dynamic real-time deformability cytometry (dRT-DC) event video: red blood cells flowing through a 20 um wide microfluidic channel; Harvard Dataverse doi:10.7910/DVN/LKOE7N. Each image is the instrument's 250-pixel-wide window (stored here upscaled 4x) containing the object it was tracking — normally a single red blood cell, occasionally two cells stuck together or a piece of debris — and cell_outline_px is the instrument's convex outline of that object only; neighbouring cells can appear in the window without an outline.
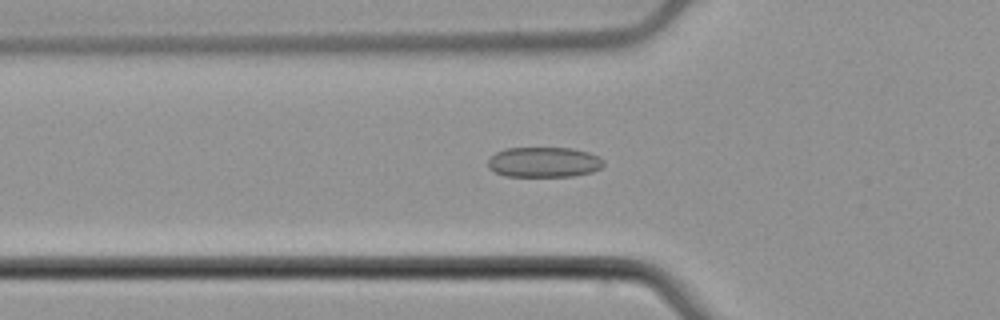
{"species": "common noctule bat (a hibernating species)", "species_latin": "Nyctalus noctula", "temperature_condition": "cold", "stored_images_in_passage": 44, "camera_frame_rate_fps": 3000, "um_per_image_px": 0.085, "animal": {"sex": "male", "body_mass_g": 21.5, "forearm_length_mm": 52.0}, "frame": {"image": 1, "passage_image": 10, "time_ms": 3.0, "image_size_px": [1000, 320], "cell_outline_px": [[604, 164], [600, 168], [592, 172], [572, 176], [504, 176], [488, 168], [488, 160], [496, 152], [504, 148], [572, 148], [588, 152], [600, 156], [604, 160]], "centroid_in_image_um": [46.24, 13.78], "position_along_channel_um": 79.6, "area_um2": 20.46}}
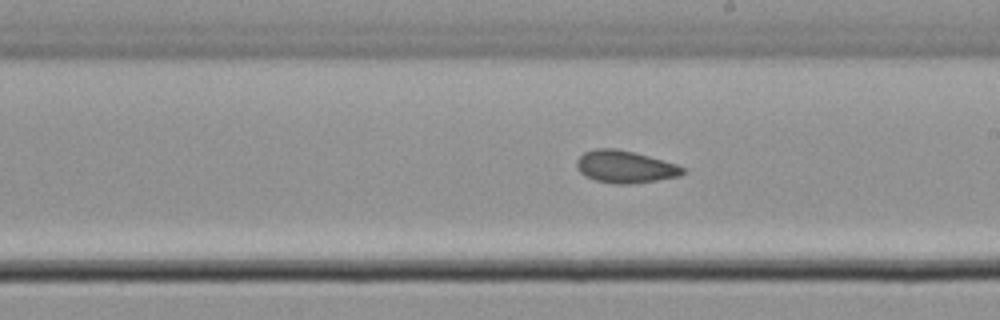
{"frame": {"image": 2, "passage_image": 22, "time_ms": 7.0, "image_size_px": [1000, 320], "cell_outline_px": [[684, 172], [680, 176], [656, 180], [628, 184], [612, 184], [596, 180], [584, 176], [580, 172], [576, 164], [576, 160], [584, 152], [596, 148], [616, 148], [648, 156], [676, 164], [684, 168]], "centroid_in_image_um": [53.09, 14.18], "position_along_channel_um": 235.9, "area_um2": 19.83}}
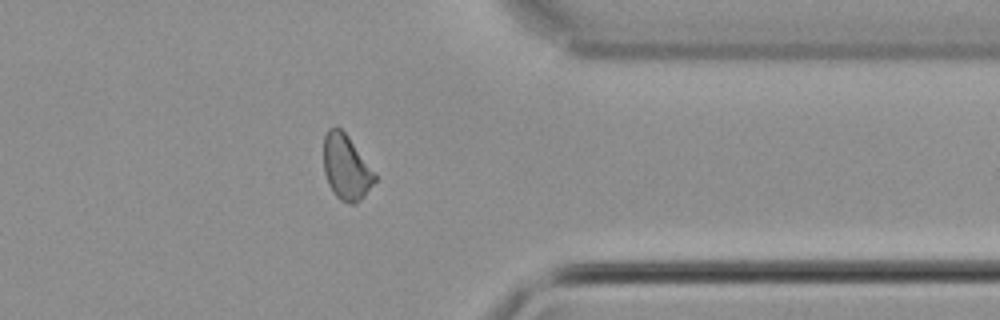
{"frame": {"image": 3, "passage_image": 34, "time_ms": 11.0, "image_size_px": [1000, 320], "cell_outline_px": [[376, 180], [364, 196], [356, 204], [348, 204], [340, 200], [336, 196], [328, 184], [324, 172], [324, 136], [328, 128], [336, 124], [348, 136], [376, 176]], "centroid_in_image_um": [29.39, 14.22], "position_along_channel_um": 382.0, "area_um2": 19.25}, "authors_computed_cell_mechanics": {"area_um2": 19.8543, "velocity_mm_per_s": 3.906, "shape_relaxation_time_tau1_ms": null, "shape_relaxation_time_tau2_ms": 2.5575, "deformation_change_tau1": null, "deformation_change_tau2": 0.0789}}